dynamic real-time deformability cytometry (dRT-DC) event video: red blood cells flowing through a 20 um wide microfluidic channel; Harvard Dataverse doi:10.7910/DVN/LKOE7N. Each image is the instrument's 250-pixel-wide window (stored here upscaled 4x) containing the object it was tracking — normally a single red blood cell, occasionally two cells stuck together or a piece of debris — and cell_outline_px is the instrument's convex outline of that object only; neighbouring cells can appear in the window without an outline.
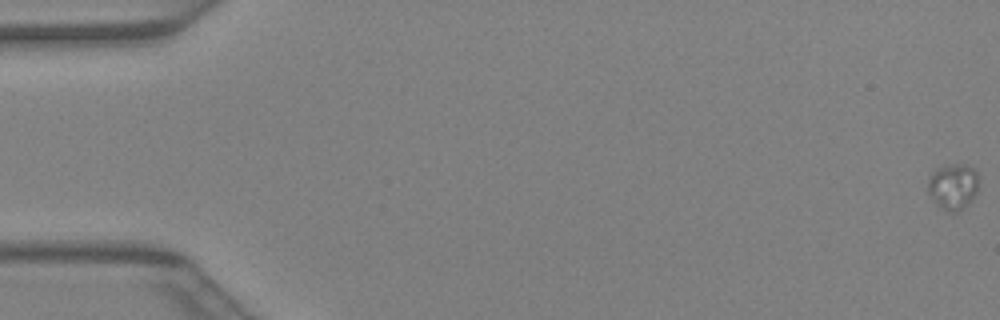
{"species": "Egyptian fruit bat (a non-hibernating species)", "species_latin": "Rousettus aegyptiacus", "temperature_condition": "warm", "stored_images_in_passage": 43, "camera_frame_rate_fps": 3000, "um_per_image_px": 0.085, "animal": {"sex": "female"}, "frame": {"image": 1, "passage_image": 1, "time_ms": 0.0, "image_size_px": [1000, 320], "cell_outline_px": [[980, 180], [976, 192], [956, 212], [948, 212], [928, 192], [928, 176], [936, 168], [944, 164], [968, 164], [976, 172]], "centroid_in_image_um": [81.01, 15.75], "position_along_channel_um": 4.0, "area_um2": 13.24}}